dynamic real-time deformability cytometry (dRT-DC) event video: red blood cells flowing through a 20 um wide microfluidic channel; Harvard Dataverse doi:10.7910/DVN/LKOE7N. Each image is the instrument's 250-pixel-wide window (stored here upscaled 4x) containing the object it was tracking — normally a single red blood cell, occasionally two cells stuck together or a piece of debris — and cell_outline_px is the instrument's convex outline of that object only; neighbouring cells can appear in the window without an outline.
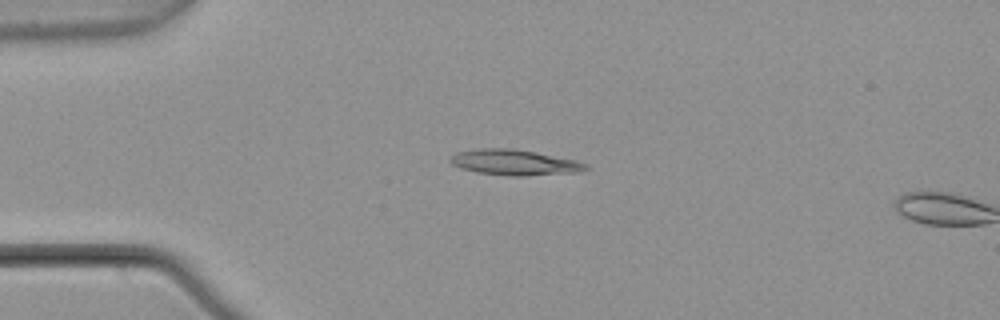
{"species": "common noctule bat (a hibernating species)", "species_latin": "Nyctalus noctula", "temperature_condition": "warm", "stored_images_in_passage": 5, "camera_frame_rate_fps": 3000, "um_per_image_px": 0.085, "animal": {"sex": "male", "body_mass_g": 21.5, "forearm_length_mm": 52.0}, "frame": {"image": 1, "passage_image": 4, "time_ms": 1.0, "image_size_px": [1000, 320], "cell_outline_px": [[592, 168], [580, 172], [524, 176], [508, 176], [476, 172], [460, 168], [452, 164], [448, 160], [456, 152], [476, 148], [512, 148], [536, 152], [576, 160], [588, 164]], "centroid_in_image_um": [43.75, 13.81], "position_along_channel_um": 41.2, "area_um2": 20.52}}